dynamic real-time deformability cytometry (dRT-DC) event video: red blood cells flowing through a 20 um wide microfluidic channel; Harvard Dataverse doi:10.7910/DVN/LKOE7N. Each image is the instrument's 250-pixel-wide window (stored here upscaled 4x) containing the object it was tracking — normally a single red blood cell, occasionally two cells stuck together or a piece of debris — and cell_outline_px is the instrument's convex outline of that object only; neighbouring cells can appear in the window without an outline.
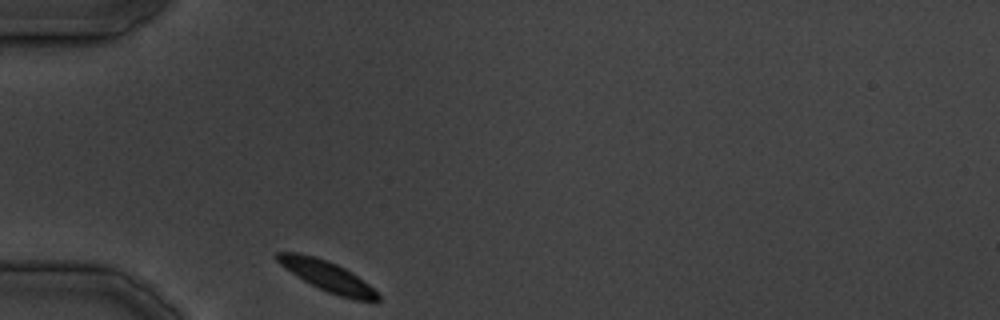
{"species": "common noctule bat (a hibernating species)", "species_latin": "Nyctalus noctula", "temperature_condition": "cold", "stored_images_in_passage": 23, "camera_frame_rate_fps": 3000, "um_per_image_px": 0.085, "animal": {"sex": "male", "body_mass_g": 19.5, "forearm_length_mm": 54.6}, "frame": {"image": 1, "passage_image": 1, "time_ms": 0.0, "image_size_px": [1000, 320], "cell_outline_px": [[380, 300], [356, 300], [340, 296], [328, 292], [304, 280], [280, 264], [272, 256], [276, 252], [296, 252], [328, 260], [344, 268], [368, 284], [380, 296]], "centroid_in_image_um": [27.77, 23.45], "position_along_channel_um": 57.2, "area_um2": 17.28}}
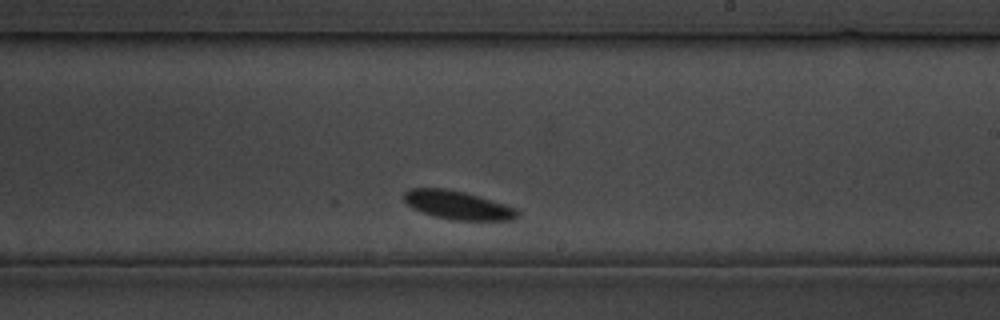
{"frame": {"image": 2, "passage_image": 14, "time_ms": 15.667, "image_size_px": [1000, 320], "cell_outline_px": [[520, 216], [516, 220], [452, 220], [432, 216], [412, 208], [404, 200], [404, 192], [408, 188], [444, 188], [464, 192], [492, 200], [516, 208], [520, 212]], "centroid_in_image_um": [38.92, 17.44], "position_along_channel_um": 250.1, "area_um2": 19.02}}